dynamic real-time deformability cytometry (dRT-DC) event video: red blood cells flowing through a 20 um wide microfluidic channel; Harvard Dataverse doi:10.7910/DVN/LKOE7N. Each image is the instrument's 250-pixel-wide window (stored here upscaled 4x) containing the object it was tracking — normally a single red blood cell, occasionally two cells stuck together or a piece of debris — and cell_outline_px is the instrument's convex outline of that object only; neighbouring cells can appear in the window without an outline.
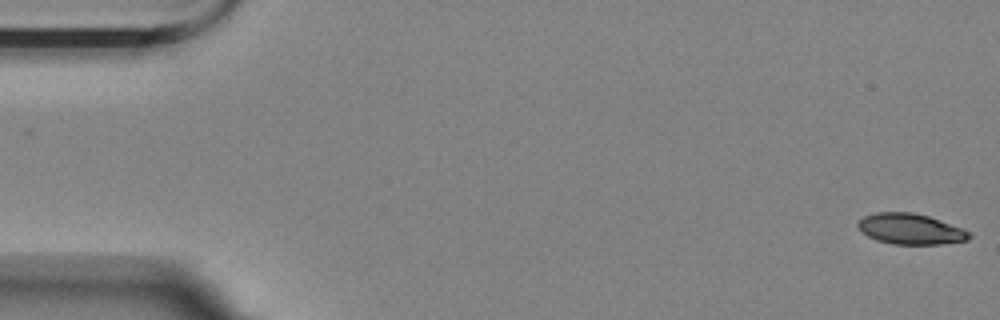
{"species": "Egyptian fruit bat (a non-hibernating species)", "species_latin": "Rousettus aegyptiacus", "temperature_condition": "room temperature", "stored_images_in_passage": 57, "camera_frame_rate_fps": 3000, "um_per_image_px": 0.085, "animal": {"sex": "female"}, "frame": {"image": 1, "passage_image": 1, "time_ms": 0.0, "image_size_px": [1000, 320], "cell_outline_px": [[972, 236], [968, 240], [940, 244], [892, 244], [876, 240], [860, 232], [856, 228], [856, 220], [864, 216], [876, 212], [912, 212], [928, 216], [960, 228], [968, 232]], "centroid_in_image_um": [77.29, 19.46], "position_along_channel_um": 7.7, "area_um2": 19.94}}
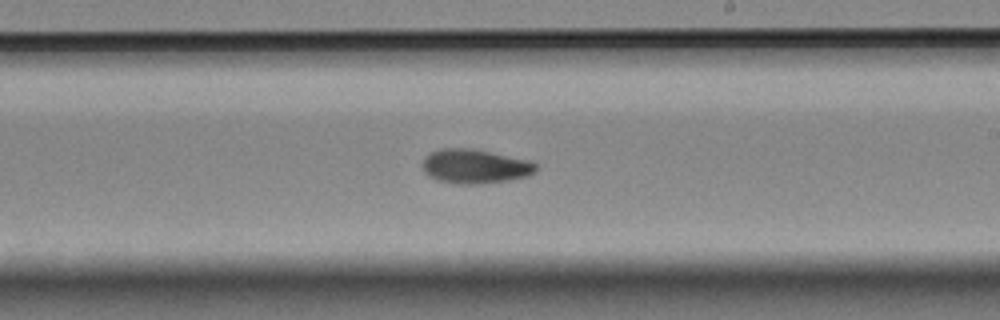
{"frame": {"image": 2, "passage_image": 33, "time_ms": 10.667, "image_size_px": [1000, 320], "cell_outline_px": [[536, 172], [528, 176], [508, 180], [476, 184], [460, 184], [436, 180], [428, 176], [424, 172], [420, 164], [432, 152], [440, 148], [472, 148], [532, 160], [536, 164]], "centroid_in_image_um": [40.38, 14.13], "position_along_channel_um": 248.6, "area_um2": 22.83}}
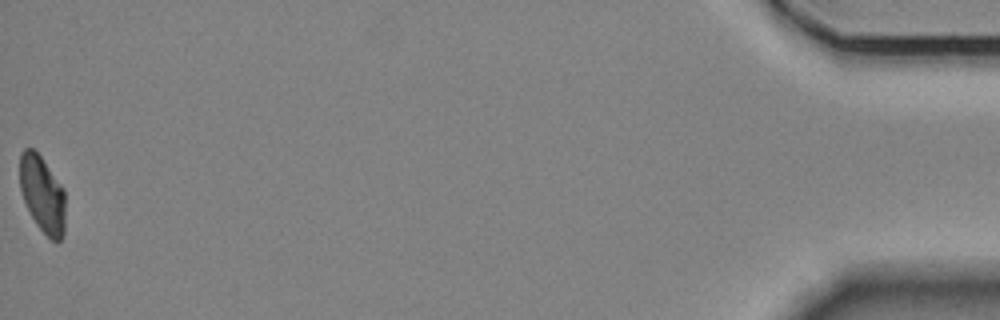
{"frame": {"image": 3, "passage_image": 57, "time_ms": 18.667, "image_size_px": [1000, 320], "cell_outline_px": [[64, 232], [60, 240], [56, 244], [36, 224], [24, 200], [20, 188], [20, 152], [24, 148], [32, 148], [40, 156], [64, 188]], "centroid_in_image_um": [3.6, 16.5], "position_along_channel_um": 431.6, "area_um2": 20.11}, "authors_computed_cell_mechanics": {"area_um2": 21.4438, "velocity_mm_per_s": 3.5039, "shape_relaxation_time_tau1_ms": 7.937, "shape_relaxation_time_tau2_ms": null, "deformation_change_tau1": 0.1895, "deformation_change_tau2": null}}